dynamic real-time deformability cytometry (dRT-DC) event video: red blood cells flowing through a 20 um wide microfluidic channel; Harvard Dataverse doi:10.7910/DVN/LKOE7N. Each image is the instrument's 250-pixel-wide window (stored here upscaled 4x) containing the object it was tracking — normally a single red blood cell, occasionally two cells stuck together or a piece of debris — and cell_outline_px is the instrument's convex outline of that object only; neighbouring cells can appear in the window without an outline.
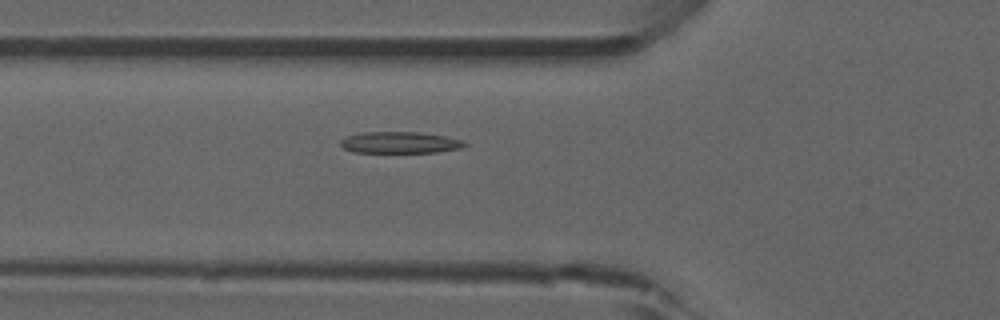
{"species": "common noctule bat (a hibernating species)", "species_latin": "Nyctalus noctula", "temperature_condition": "room temperature", "stored_images_in_passage": 41, "camera_frame_rate_fps": 3000, "um_per_image_px": 0.085, "animal": {"sex": "male", "forearm_length_mm": 52.5}, "frame": {"image": 1, "passage_image": 7, "time_ms": 2.0, "image_size_px": [1000, 320], "cell_outline_px": [[468, 144], [460, 148], [436, 152], [352, 152], [344, 148], [340, 144], [340, 140], [344, 136], [360, 132], [420, 132], [444, 136], [460, 140]], "centroid_in_image_um": [33.92, 12.1], "position_along_channel_um": 91.9, "area_um2": 15.49}}